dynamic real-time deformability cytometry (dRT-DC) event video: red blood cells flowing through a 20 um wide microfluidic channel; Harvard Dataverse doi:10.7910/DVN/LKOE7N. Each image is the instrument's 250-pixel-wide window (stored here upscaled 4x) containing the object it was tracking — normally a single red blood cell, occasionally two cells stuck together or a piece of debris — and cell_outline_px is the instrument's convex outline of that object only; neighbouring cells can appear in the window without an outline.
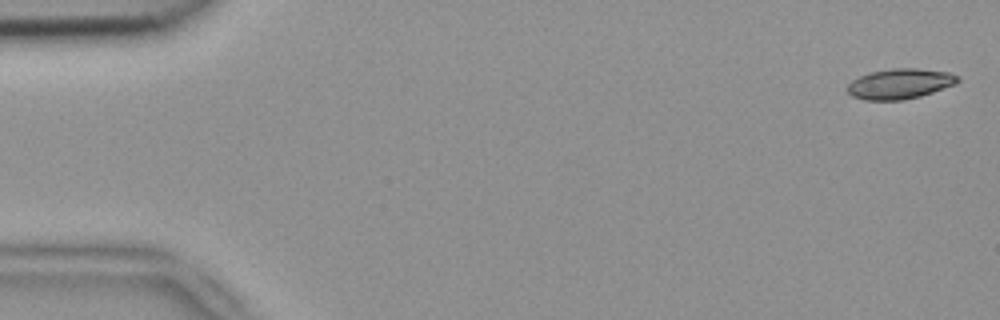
{"species": "common noctule bat (a hibernating species)", "species_latin": "Nyctalus noctula", "temperature_condition": "room temperature", "stored_images_in_passage": 15, "camera_frame_rate_fps": 3000, "um_per_image_px": 0.085, "animal": {"sex": "female", "body_mass_g": 18.4}, "frame": {"image": 1, "passage_image": 2, "time_ms": 0.333, "image_size_px": [1000, 320], "cell_outline_px": [[960, 80], [956, 84], [920, 96], [904, 100], [864, 100], [852, 96], [848, 92], [848, 84], [852, 80], [860, 76], [872, 72], [892, 68], [916, 68], [948, 72], [960, 76]], "centroid_in_image_um": [76.51, 7.12], "position_along_channel_um": 8.5, "area_um2": 19.42}}
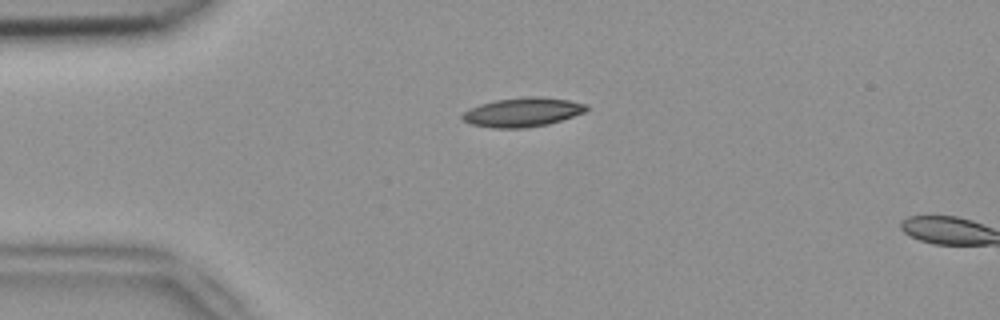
{"frame": {"image": 2, "passage_image": 13, "time_ms": 4.0, "image_size_px": [1000, 320], "cell_outline_px": [[588, 108], [584, 112], [548, 124], [524, 128], [492, 128], [472, 124], [460, 120], [460, 116], [464, 112], [480, 104], [496, 100], [528, 96], [540, 96], [568, 100], [588, 104]], "centroid_in_image_um": [44.4, 9.53], "position_along_channel_um": 40.6, "area_um2": 20.98}}